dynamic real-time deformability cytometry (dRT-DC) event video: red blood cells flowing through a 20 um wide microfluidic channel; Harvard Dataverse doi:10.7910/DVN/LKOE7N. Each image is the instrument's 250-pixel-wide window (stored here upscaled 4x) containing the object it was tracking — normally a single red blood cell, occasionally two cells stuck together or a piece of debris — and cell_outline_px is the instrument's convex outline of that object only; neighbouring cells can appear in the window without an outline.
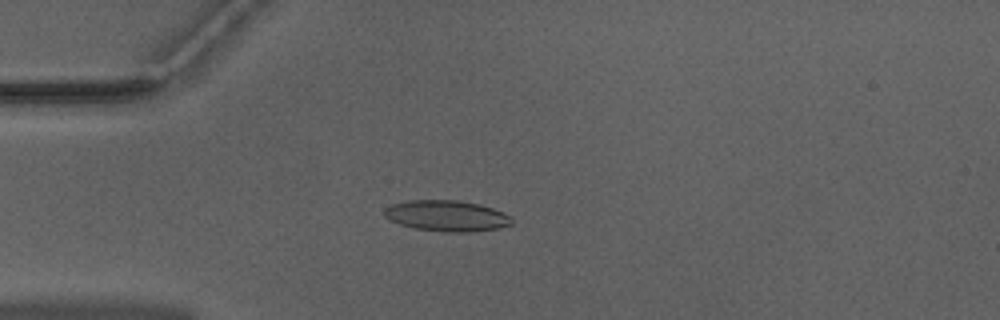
{"species": "Egyptian fruit bat (a non-hibernating species)", "species_latin": "Rousettus aegyptiacus", "temperature_condition": "warm", "stored_images_in_passage": 52, "camera_frame_rate_fps": 3000, "um_per_image_px": 0.085, "animal": {"sex": "male"}, "frame": {"image": 1, "passage_image": 13, "time_ms": 4.0, "image_size_px": [1000, 320], "cell_outline_px": [[512, 224], [496, 228], [468, 232], [448, 232], [416, 228], [400, 224], [384, 216], [384, 208], [392, 204], [408, 200], [456, 200], [480, 204], [504, 212], [512, 216]], "centroid_in_image_um": [37.98, 18.33], "position_along_channel_um": 47.0, "area_um2": 22.83}}
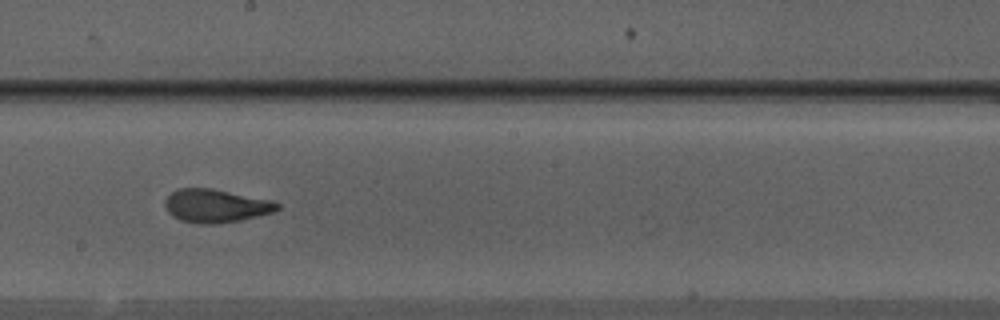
{"frame": {"image": 2, "passage_image": 28, "time_ms": 9.0, "image_size_px": [1000, 320], "cell_outline_px": [[280, 208], [276, 212], [240, 220], [216, 224], [196, 224], [180, 220], [172, 216], [168, 212], [164, 204], [168, 196], [172, 192], [180, 188], [212, 188], [272, 200], [280, 204]], "centroid_in_image_um": [18.37, 17.5], "position_along_channel_um": 229.8, "area_um2": 21.96}}
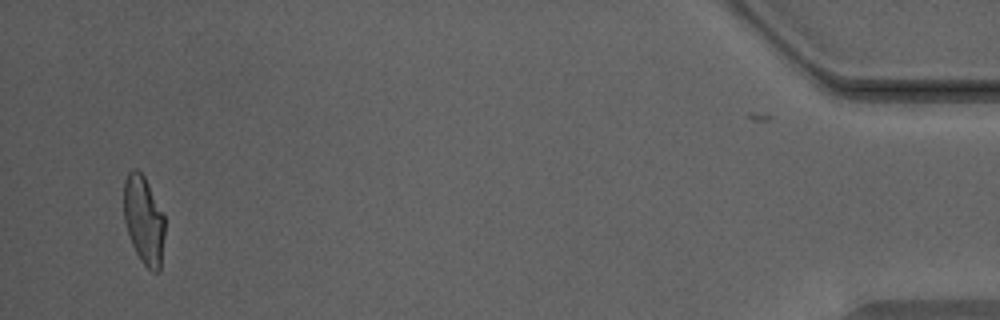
{"frame": {"image": 3, "passage_image": 49, "time_ms": 16.0, "image_size_px": [1000, 320], "cell_outline_px": [[164, 236], [160, 272], [152, 272], [140, 260], [132, 244], [124, 220], [124, 180], [128, 172], [132, 168], [136, 168], [144, 176], [164, 216]], "centroid_in_image_um": [12.21, 18.71], "position_along_channel_um": 423.0, "area_um2": 20.98}, "authors_computed_cell_mechanics": {"area_um2": 21.675, "velocity_mm_per_s": 3.9762, "shape_relaxation_time_tau1_ms": 4.2409, "shape_relaxation_time_tau2_ms": 1.1371, "deformation_change_tau1": 0.1724, "deformation_change_tau2": 0.0742}}